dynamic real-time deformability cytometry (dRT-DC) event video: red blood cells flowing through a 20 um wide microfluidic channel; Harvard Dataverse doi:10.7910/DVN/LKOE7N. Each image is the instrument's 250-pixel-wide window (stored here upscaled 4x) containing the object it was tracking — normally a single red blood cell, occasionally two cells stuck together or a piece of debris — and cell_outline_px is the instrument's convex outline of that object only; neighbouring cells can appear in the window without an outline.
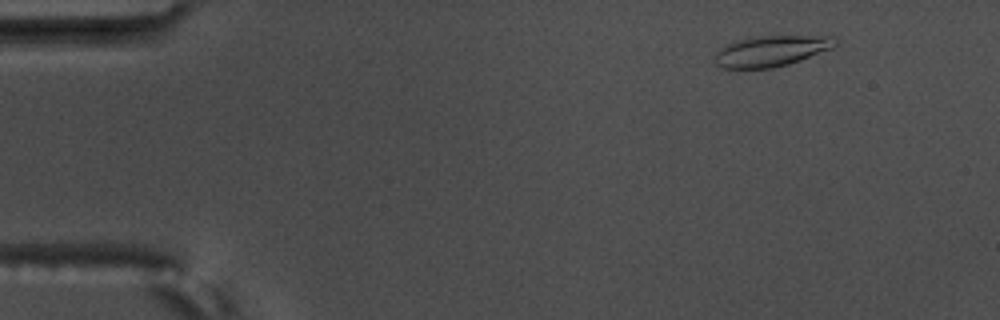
{"species": "common noctule bat (a hibernating species)", "species_latin": "Nyctalus noctula", "temperature_condition": "warm", "stored_images_in_passage": 3, "camera_frame_rate_fps": 3000, "um_per_image_px": 0.085, "animal": {"sex": "male", "body_mass_g": 17.5, "forearm_length_mm": 52.3}, "frame": {"image": 1, "passage_image": 1, "time_ms": 0.0, "image_size_px": [1000, 320], "cell_outline_px": [[836, 44], [832, 48], [788, 64], [772, 68], [720, 68], [716, 64], [716, 52], [720, 48], [728, 44], [740, 40], [756, 36], [836, 36]], "centroid_in_image_um": [65.56, 4.33], "position_along_channel_um": 19.4, "area_um2": 21.27}}